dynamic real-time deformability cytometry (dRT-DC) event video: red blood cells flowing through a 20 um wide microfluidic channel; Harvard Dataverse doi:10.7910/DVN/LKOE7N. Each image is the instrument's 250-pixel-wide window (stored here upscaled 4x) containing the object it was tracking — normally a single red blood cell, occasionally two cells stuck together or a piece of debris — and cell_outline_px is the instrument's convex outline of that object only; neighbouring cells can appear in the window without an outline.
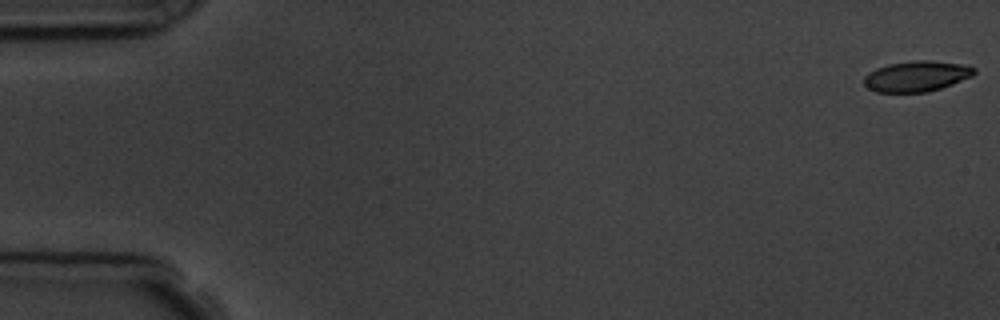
{"species": "common noctule bat (a hibernating species)", "species_latin": "Nyctalus noctula", "temperature_condition": "room temperature", "stored_images_in_passage": 5, "camera_frame_rate_fps": 3000, "um_per_image_px": 0.085, "animal": {"sex": "male", "body_mass_g": 19.5, "forearm_length_mm": 54.6}, "frame": {"image": 1, "passage_image": 1, "time_ms": 0.0, "image_size_px": [1000, 320], "cell_outline_px": [[976, 72], [972, 76], [952, 84], [928, 92], [876, 92], [868, 88], [864, 84], [864, 76], [868, 72], [876, 68], [888, 64], [916, 60], [932, 60], [960, 64], [976, 68]], "centroid_in_image_um": [77.89, 6.48], "position_along_channel_um": 7.1, "area_um2": 19.65}}
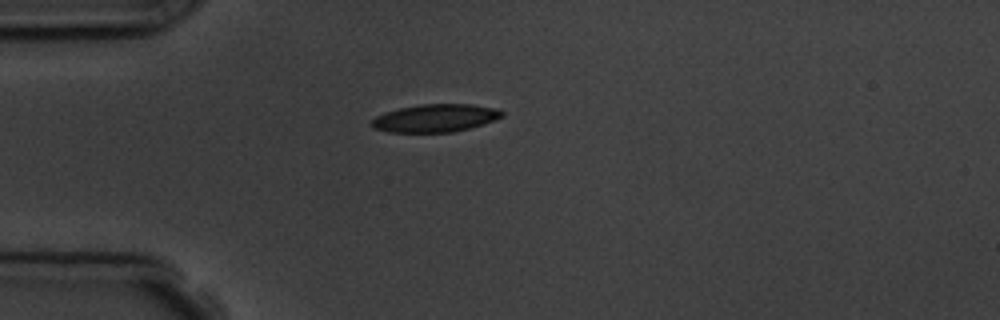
{"frame": {"image": 2, "passage_image": 5, "time_ms": 4.667, "image_size_px": [1000, 320], "cell_outline_px": [[504, 116], [468, 128], [452, 132], [388, 132], [372, 128], [372, 120], [376, 116], [384, 112], [400, 108], [420, 104], [472, 104], [496, 108], [504, 112]], "centroid_in_image_um": [36.97, 10.03], "position_along_channel_um": 48.0, "area_um2": 20.98}}